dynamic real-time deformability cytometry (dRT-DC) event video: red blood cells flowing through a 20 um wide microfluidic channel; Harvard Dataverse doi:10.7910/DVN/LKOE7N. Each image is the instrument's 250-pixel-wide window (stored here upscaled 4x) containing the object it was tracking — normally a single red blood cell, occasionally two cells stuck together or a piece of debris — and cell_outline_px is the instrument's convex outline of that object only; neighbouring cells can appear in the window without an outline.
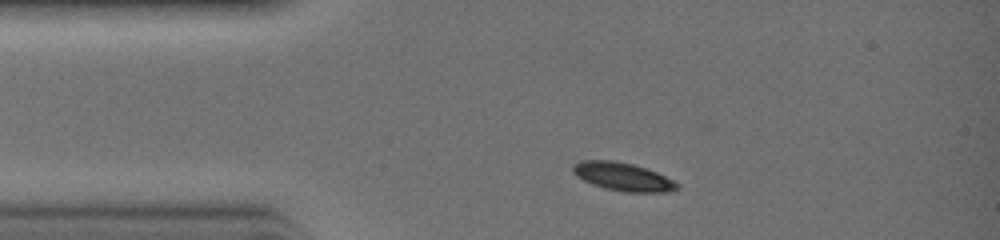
{"species": "common noctule bat (a hibernating species)", "species_latin": "Nyctalus noctula", "temperature_condition": "warm", "stored_images_in_passage": 23, "camera_frame_rate_fps": 3000, "um_per_image_px": 0.085, "animal": {"sex": "female", "body_mass_g": 19.0, "forearm_length_mm": 51.5}, "frame": {"image": 1, "passage_image": 1, "time_ms": 0.0, "image_size_px": [1000, 240], "cell_outline_px": [[680, 188], [672, 192], [628, 192], [604, 188], [592, 184], [576, 176], [572, 172], [572, 164], [580, 160], [612, 160], [632, 164], [656, 172], [680, 184]], "centroid_in_image_um": [52.93, 15.02], "position_along_channel_um": 32.1, "area_um2": 17.17}}
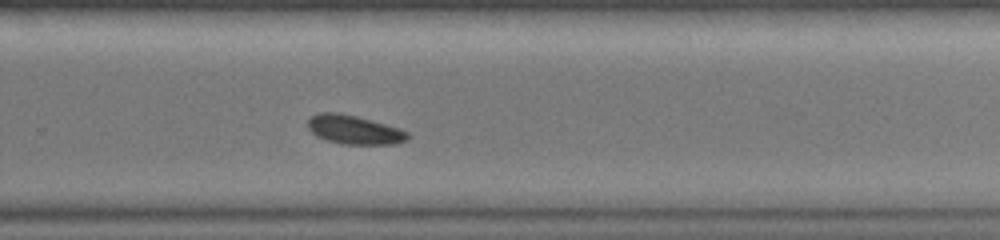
{"frame": {"image": 2, "passage_image": 16, "time_ms": 5.0, "image_size_px": [1000, 240], "cell_outline_px": [[408, 140], [396, 144], [340, 144], [316, 136], [308, 128], [308, 120], [316, 112], [340, 112], [356, 116], [400, 128], [408, 132]], "centroid_in_image_um": [30.1, 11.02], "position_along_channel_um": 299.7, "area_um2": 16.88}}
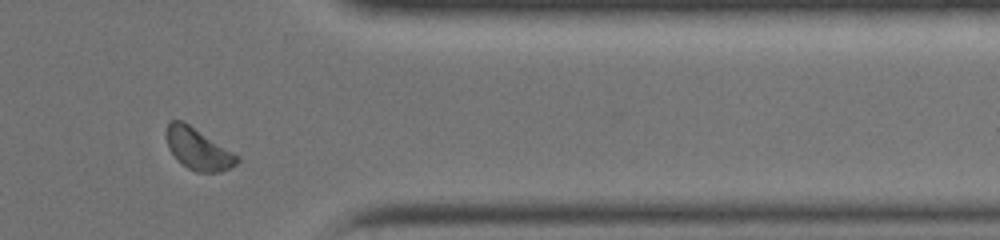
{"frame": {"image": 3, "passage_image": 21, "time_ms": 6.667, "image_size_px": [1000, 240], "cell_outline_px": [[240, 160], [236, 164], [220, 172], [196, 172], [188, 168], [168, 148], [168, 120], [180, 120], [188, 124], [240, 156]], "centroid_in_image_um": [16.89, 12.67], "position_along_channel_um": 394.5, "area_um2": 16.53}}